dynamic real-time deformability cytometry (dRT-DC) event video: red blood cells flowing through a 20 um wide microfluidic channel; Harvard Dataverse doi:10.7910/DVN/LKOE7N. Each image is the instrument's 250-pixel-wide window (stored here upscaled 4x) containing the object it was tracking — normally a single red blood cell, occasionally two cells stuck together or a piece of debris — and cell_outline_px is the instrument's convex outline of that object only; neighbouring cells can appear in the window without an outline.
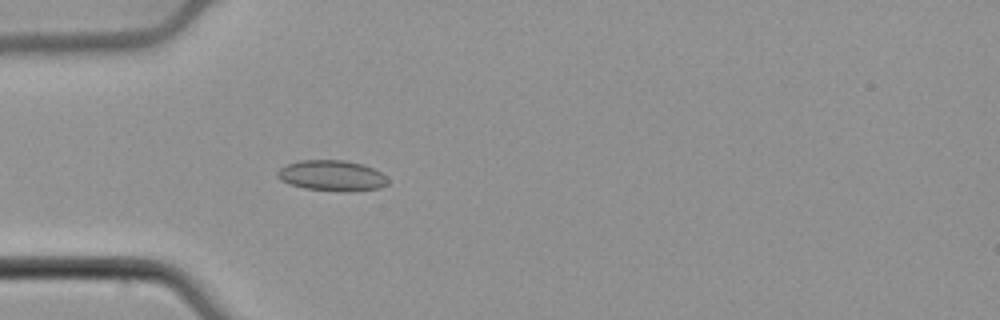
{"species": "common noctule bat (a hibernating species)", "species_latin": "Nyctalus noctula", "temperature_condition": "cold", "stored_images_in_passage": 17, "camera_frame_rate_fps": 3000, "um_per_image_px": 0.085, "animal": {"sex": "male", "body_mass_g": 21.5, "forearm_length_mm": 52.0}, "frame": {"image": 1, "passage_image": 6, "time_ms": 1.667, "image_size_px": [1000, 320], "cell_outline_px": [[388, 184], [380, 188], [344, 192], [340, 192], [304, 188], [288, 184], [280, 180], [276, 176], [276, 172], [280, 168], [288, 164], [300, 160], [344, 160], [364, 164], [380, 172], [388, 180]], "centroid_in_image_um": [28.19, 14.93], "position_along_channel_um": 56.8, "area_um2": 19.88}}
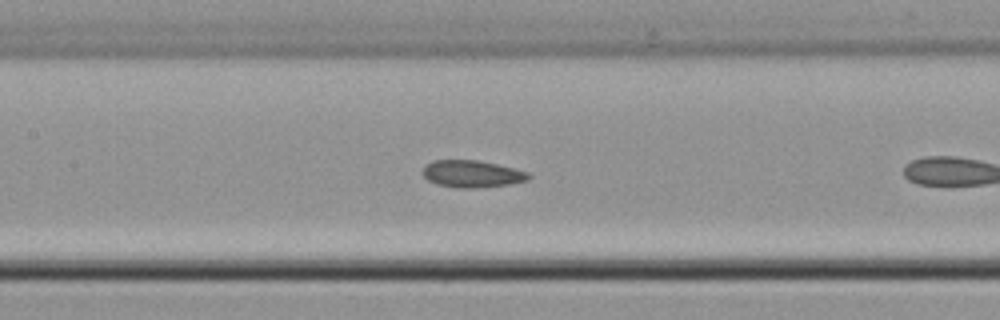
{"frame": {"image": 2, "passage_image": 12, "time_ms": 3.667, "image_size_px": [1000, 320], "cell_outline_px": [[532, 176], [528, 180], [512, 184], [472, 188], [456, 188], [436, 184], [428, 180], [424, 176], [424, 164], [432, 160], [476, 160], [496, 164], [528, 172]], "centroid_in_image_um": [40.11, 14.78], "position_along_channel_um": 167.3, "area_um2": 16.7}}
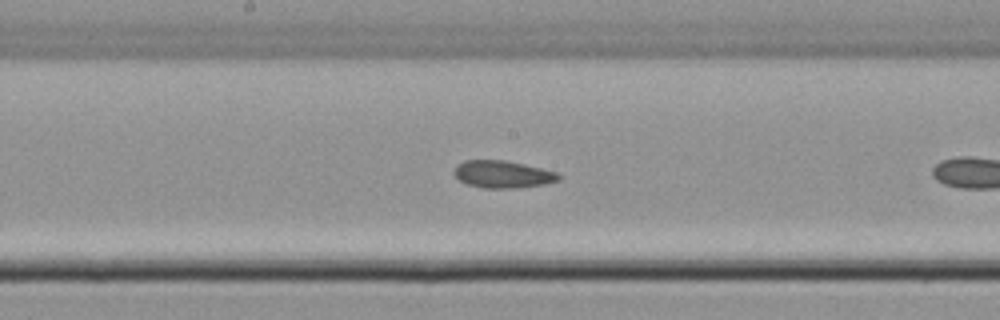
{"frame": {"image": 3, "passage_image": 15, "time_ms": 4.667, "image_size_px": [1000, 320], "cell_outline_px": [[560, 180], [544, 184], [520, 188], [484, 188], [468, 184], [460, 180], [452, 172], [464, 160], [504, 160], [524, 164], [556, 172], [560, 176]], "centroid_in_image_um": [42.74, 14.82], "position_along_channel_um": 205.5, "area_um2": 16.47}}